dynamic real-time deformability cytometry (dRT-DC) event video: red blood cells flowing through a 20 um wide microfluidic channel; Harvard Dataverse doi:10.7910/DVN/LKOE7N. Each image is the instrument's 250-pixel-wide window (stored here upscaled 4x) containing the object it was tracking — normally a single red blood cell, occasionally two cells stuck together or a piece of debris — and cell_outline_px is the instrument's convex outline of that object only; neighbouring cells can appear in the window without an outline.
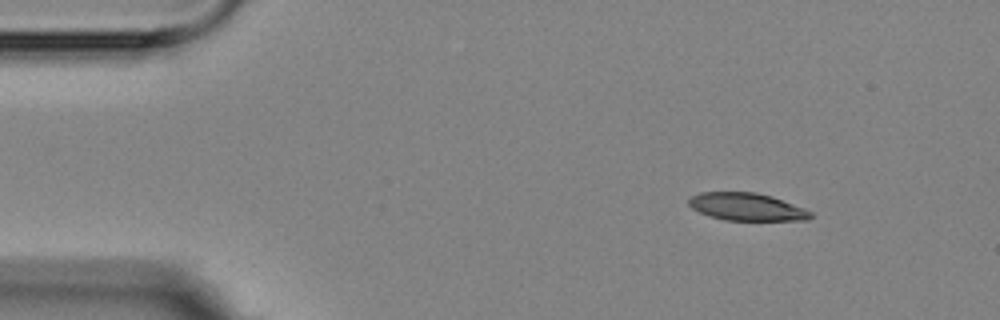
{"species": "Egyptian fruit bat (a non-hibernating species)", "species_latin": "Rousettus aegyptiacus", "temperature_condition": "room temperature", "stored_images_in_passage": 4, "camera_frame_rate_fps": 3000, "um_per_image_px": 0.085, "animal": {"sex": "female"}, "frame": {"image": 1, "passage_image": 1, "time_ms": 0.0, "image_size_px": [1000, 320], "cell_outline_px": [[812, 216], [808, 220], [724, 220], [708, 216], [692, 208], [688, 204], [688, 200], [692, 196], [700, 192], [756, 192], [772, 196], [804, 208], [812, 212]], "centroid_in_image_um": [63.46, 17.58], "position_along_channel_um": 21.5, "area_um2": 19.59}}
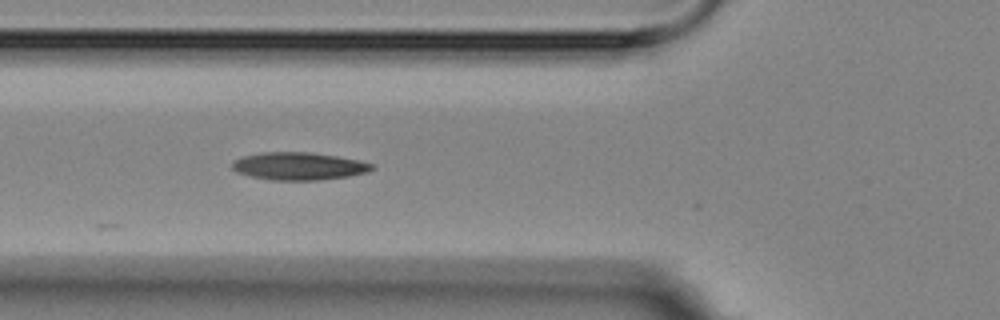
{"frame": {"image": 2, "passage_image": 3, "time_ms": 4.333, "image_size_px": [1000, 320], "cell_outline_px": [[376, 168], [368, 172], [348, 176], [316, 180], [272, 180], [252, 176], [236, 172], [232, 168], [232, 164], [236, 160], [244, 156], [264, 152], [308, 152], [336, 156], [360, 160], [372, 164]], "centroid_in_image_um": [25.43, 14.12], "position_along_channel_um": 100.4, "area_um2": 22.31}}